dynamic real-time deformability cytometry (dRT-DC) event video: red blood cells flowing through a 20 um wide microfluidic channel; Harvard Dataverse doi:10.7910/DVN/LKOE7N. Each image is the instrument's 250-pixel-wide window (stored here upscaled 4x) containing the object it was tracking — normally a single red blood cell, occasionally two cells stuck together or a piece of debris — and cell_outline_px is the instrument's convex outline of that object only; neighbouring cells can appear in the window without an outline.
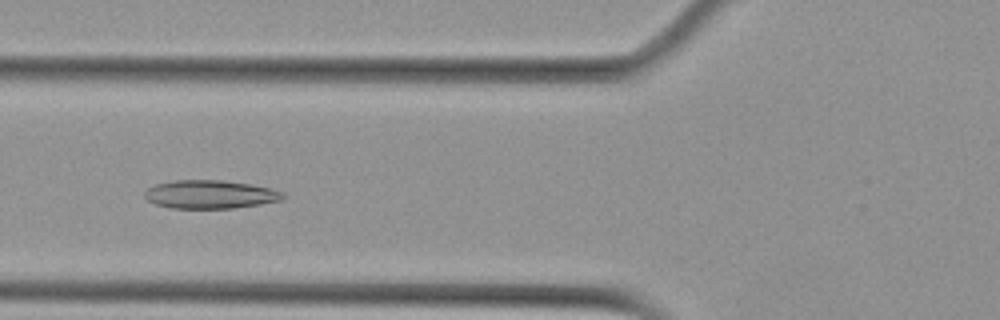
{"species": "Egyptian fruit bat (a non-hibernating species)", "species_latin": "Rousettus aegyptiacus", "temperature_condition": "cold", "stored_images_in_passage": 6, "camera_frame_rate_fps": 3000, "um_per_image_px": 0.085, "animal": {"sex": "female"}, "frame": {"image": 1, "passage_image": 5, "time_ms": 5.667, "image_size_px": [1000, 320], "cell_outline_px": [[288, 196], [284, 200], [260, 204], [232, 208], [172, 208], [156, 204], [148, 200], [144, 196], [144, 192], [148, 188], [156, 184], [172, 180], [220, 180], [248, 184], [268, 188], [280, 192]], "centroid_in_image_um": [17.85, 16.52], "position_along_channel_um": 107.9, "area_um2": 22.72}}
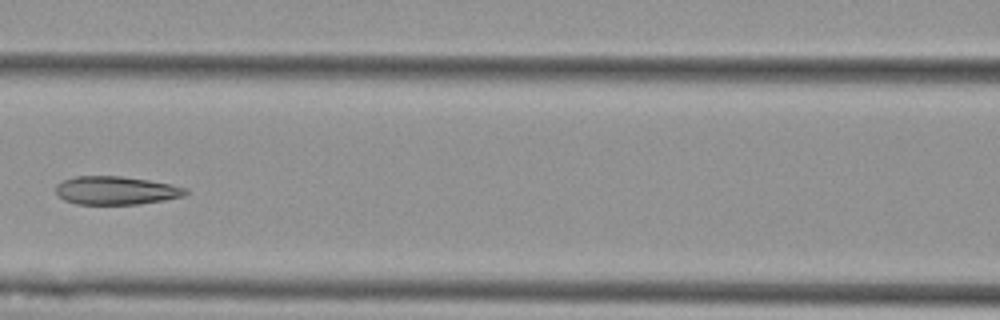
{"frame": {"image": 2, "passage_image": 6, "time_ms": 7.0, "image_size_px": [1000, 320], "cell_outline_px": [[188, 192], [184, 196], [164, 200], [140, 204], [76, 204], [64, 200], [56, 192], [56, 184], [64, 180], [76, 176], [120, 176], [148, 180], [172, 184], [188, 188]], "centroid_in_image_um": [9.89, 16.19], "position_along_channel_um": 156.7, "area_um2": 21.44}}